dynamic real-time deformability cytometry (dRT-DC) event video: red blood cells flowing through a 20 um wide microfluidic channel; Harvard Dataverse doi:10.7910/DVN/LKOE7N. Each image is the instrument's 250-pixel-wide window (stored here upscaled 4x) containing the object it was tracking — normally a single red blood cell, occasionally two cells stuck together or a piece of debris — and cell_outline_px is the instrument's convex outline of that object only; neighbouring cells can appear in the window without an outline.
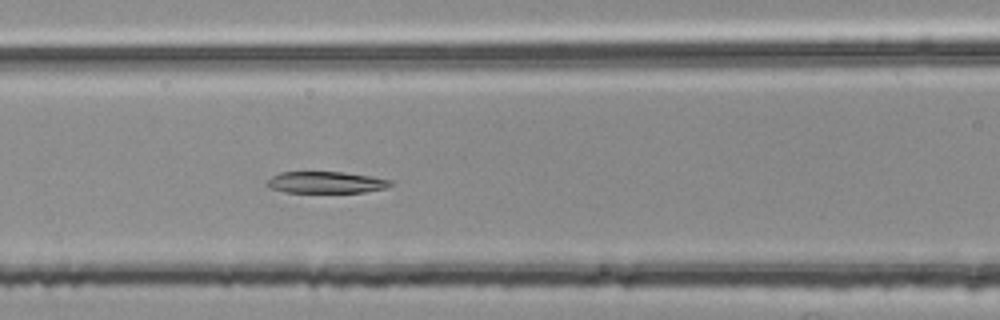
{"species": "common noctule bat (a hibernating species)", "species_latin": "Nyctalus noctula", "temperature_condition": "room temperature", "stored_images_in_passage": 23, "camera_frame_rate_fps": 3000, "um_per_image_px": 0.085, "animal": {"sex": "female", "body_mass_g": 25.1}, "frame": {"image": 1, "passage_image": 7, "time_ms": 2.0, "image_size_px": [1000, 320], "cell_outline_px": [[392, 184], [384, 188], [364, 192], [284, 192], [268, 188], [264, 184], [272, 176], [280, 172], [340, 172], [368, 176], [392, 180]], "centroid_in_image_um": [27.63, 15.5], "position_along_channel_um": 139.0, "area_um2": 15.43}}
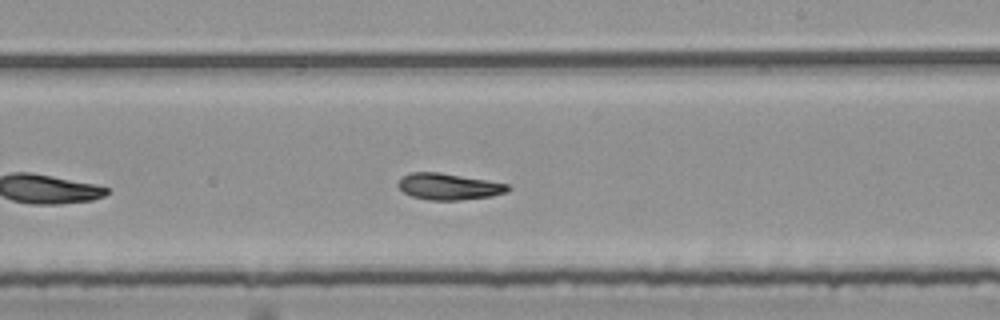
{"frame": {"image": 2, "passage_image": 16, "time_ms": 5.0, "image_size_px": [1000, 320], "cell_outline_px": [[512, 188], [508, 192], [492, 196], [460, 200], [428, 200], [412, 196], [404, 192], [396, 184], [404, 176], [412, 172], [440, 172], [508, 184]], "centroid_in_image_um": [38.17, 15.86], "position_along_channel_um": 250.8, "area_um2": 16.82}}
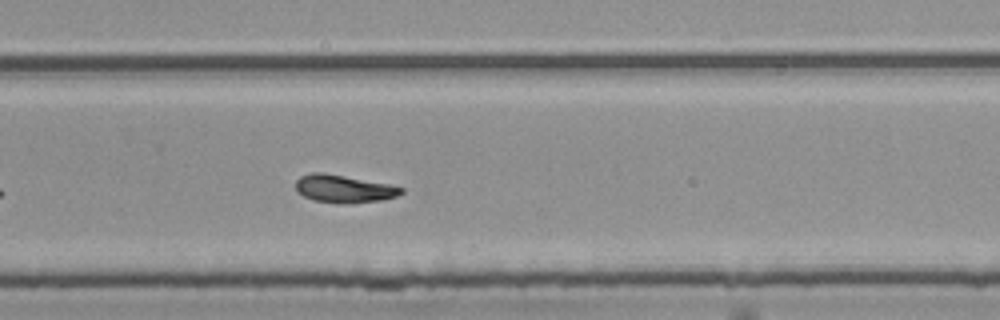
{"frame": {"image": 3, "passage_image": 20, "time_ms": 6.333, "image_size_px": [1000, 320], "cell_outline_px": [[404, 192], [396, 196], [380, 200], [352, 204], [344, 204], [312, 200], [304, 196], [296, 188], [296, 180], [300, 176], [312, 172], [324, 172], [388, 184], [404, 188]], "centroid_in_image_um": [29.22, 16.05], "position_along_channel_um": 300.6, "area_um2": 17.05}}